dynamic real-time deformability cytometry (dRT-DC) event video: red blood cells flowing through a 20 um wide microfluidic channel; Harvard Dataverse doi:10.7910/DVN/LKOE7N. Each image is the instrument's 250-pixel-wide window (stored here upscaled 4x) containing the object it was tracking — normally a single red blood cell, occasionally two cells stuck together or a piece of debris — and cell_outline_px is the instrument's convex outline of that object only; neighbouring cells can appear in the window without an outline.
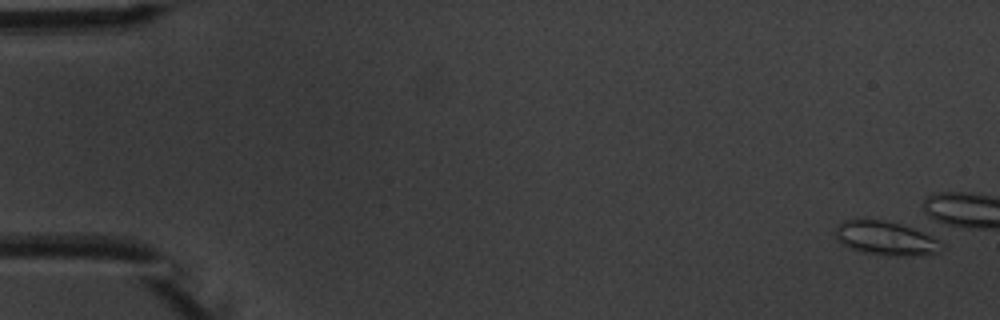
{"species": "common noctule bat (a hibernating species)", "species_latin": "Nyctalus noctula", "temperature_condition": "warm", "stored_images_in_passage": 1, "camera_frame_rate_fps": 3000, "um_per_image_px": 0.085, "animal": {"sex": "male", "body_mass_g": 20.1, "forearm_length_mm": 53.5}, "frame": {"image": 1, "passage_image": 1, "time_ms": 0.0, "image_size_px": [1000, 320], "cell_outline_px": [[944, 248], [940, 252], [924, 256], [888, 256], [860, 252], [840, 244], [836, 240], [836, 228], [844, 220], [880, 220], [900, 224], [912, 228], [940, 240], [944, 244]], "centroid_in_image_um": [75.33, 20.3], "position_along_channel_um": 9.7, "area_um2": 21.21}}